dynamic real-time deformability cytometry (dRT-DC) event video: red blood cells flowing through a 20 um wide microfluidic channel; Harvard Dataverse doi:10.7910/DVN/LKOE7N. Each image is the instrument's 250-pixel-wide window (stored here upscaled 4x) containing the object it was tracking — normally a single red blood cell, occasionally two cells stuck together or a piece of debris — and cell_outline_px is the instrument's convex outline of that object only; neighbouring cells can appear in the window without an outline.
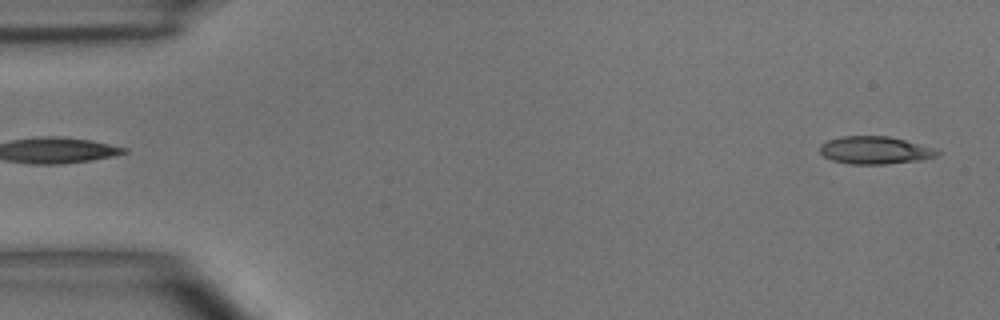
{"species": "common noctule bat (a hibernating species)", "species_latin": "Nyctalus noctula", "temperature_condition": "room temperature", "stored_images_in_passage": 49, "camera_frame_rate_fps": 3000, "um_per_image_px": 0.085, "animal": {"sex": "male", "body_mass_g": 15.6}, "frame": {"image": 1, "passage_image": 1, "time_ms": 0.0, "image_size_px": [1000, 320], "cell_outline_px": [[944, 152], [936, 156], [920, 160], [884, 164], [852, 164], [832, 160], [824, 156], [820, 152], [820, 144], [828, 140], [840, 136], [888, 136], [936, 148]], "centroid_in_image_um": [74.4, 12.76], "position_along_channel_um": 10.6, "area_um2": 18.96}}
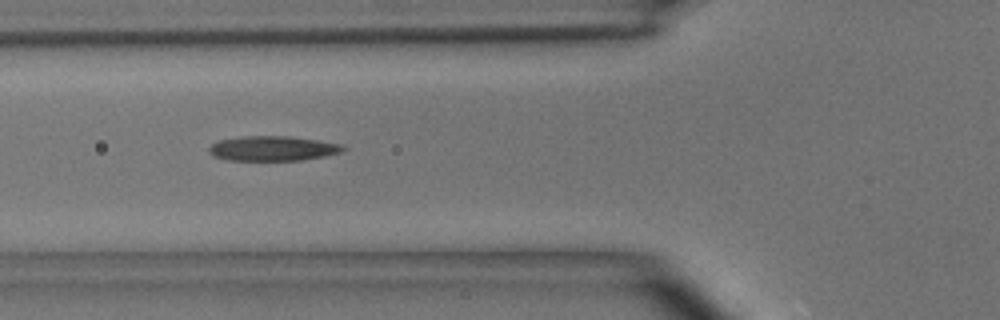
{"frame": {"image": 2, "passage_image": 17, "time_ms": 5.333, "image_size_px": [1000, 320], "cell_outline_px": [[348, 148], [340, 152], [324, 156], [300, 160], [228, 160], [212, 156], [208, 152], [208, 148], [212, 144], [220, 140], [244, 136], [288, 136], [316, 140], [340, 144]], "centroid_in_image_um": [23.15, 12.62], "position_along_channel_um": 102.6, "area_um2": 19.25}}
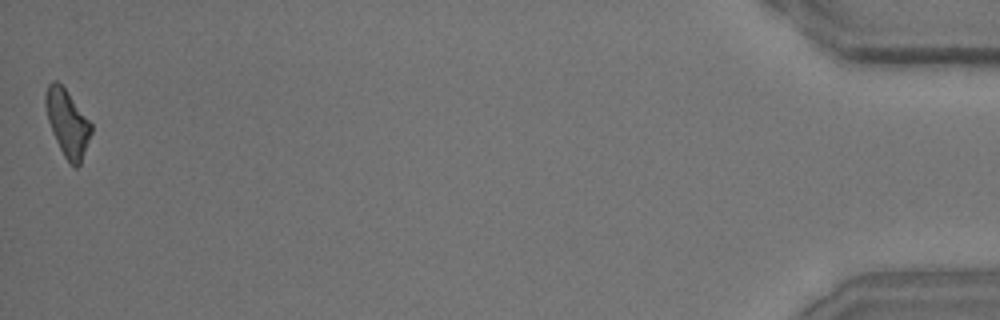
{"frame": {"image": 3, "passage_image": 49, "time_ms": 16.0, "image_size_px": [1000, 320], "cell_outline_px": [[92, 132], [80, 164], [76, 168], [64, 156], [52, 132], [48, 120], [44, 104], [44, 96], [48, 84], [52, 80], [56, 80], [64, 88], [92, 124]], "centroid_in_image_um": [5.71, 10.44], "position_along_channel_um": 429.5, "area_um2": 17.46}, "authors_computed_cell_mechanics": {"area_um2": 18.7272, "velocity_mm_per_s": 3.9345, "shape_relaxation_time_tau1_ms": 6.6107, "shape_relaxation_time_tau2_ms": 5.3287, "deformation_change_tau1": 0.2004, "deformation_change_tau2": 0.1492}}